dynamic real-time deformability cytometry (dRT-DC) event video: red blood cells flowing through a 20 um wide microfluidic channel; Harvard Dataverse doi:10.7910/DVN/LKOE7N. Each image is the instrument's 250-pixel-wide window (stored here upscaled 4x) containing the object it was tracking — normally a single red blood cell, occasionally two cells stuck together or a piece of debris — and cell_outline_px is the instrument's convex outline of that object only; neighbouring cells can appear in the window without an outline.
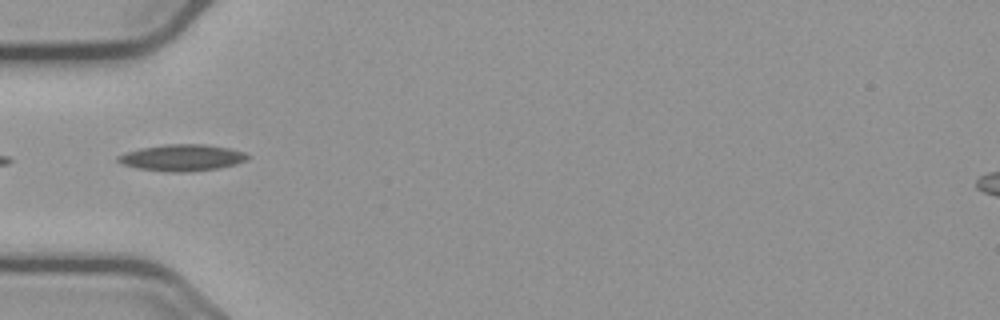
{"species": "common noctule bat (a hibernating species)", "species_latin": "Nyctalus noctula", "temperature_condition": "cold", "stored_images_in_passage": 9, "camera_frame_rate_fps": 3000, "um_per_image_px": 0.085, "animal": {"sex": "male", "body_mass_g": 23.1, "forearm_length_mm": 52.7}, "frame": {"image": 1, "passage_image": 1, "time_ms": 0.0, "image_size_px": [1000, 320], "cell_outline_px": [[252, 156], [248, 160], [236, 164], [216, 168], [188, 172], [168, 172], [136, 168], [120, 164], [116, 160], [116, 156], [140, 148], [164, 144], [204, 144], [228, 148], [244, 152]], "centroid_in_image_um": [15.47, 13.4], "position_along_channel_um": 69.5, "area_um2": 20.17}}
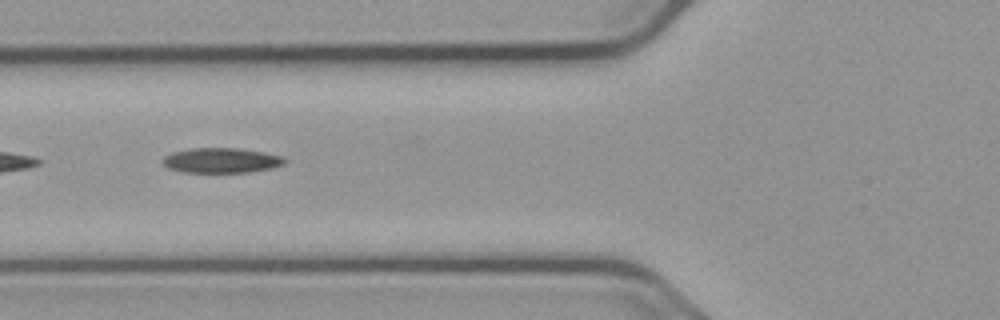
{"frame": {"image": 2, "passage_image": 4, "time_ms": 1.0, "image_size_px": [1000, 320], "cell_outline_px": [[288, 160], [284, 164], [272, 168], [248, 172], [184, 172], [168, 168], [160, 160], [164, 156], [172, 152], [192, 148], [236, 148], [264, 152], [284, 156]], "centroid_in_image_um": [18.83, 13.63], "position_along_channel_um": 107.0, "area_um2": 17.86}}